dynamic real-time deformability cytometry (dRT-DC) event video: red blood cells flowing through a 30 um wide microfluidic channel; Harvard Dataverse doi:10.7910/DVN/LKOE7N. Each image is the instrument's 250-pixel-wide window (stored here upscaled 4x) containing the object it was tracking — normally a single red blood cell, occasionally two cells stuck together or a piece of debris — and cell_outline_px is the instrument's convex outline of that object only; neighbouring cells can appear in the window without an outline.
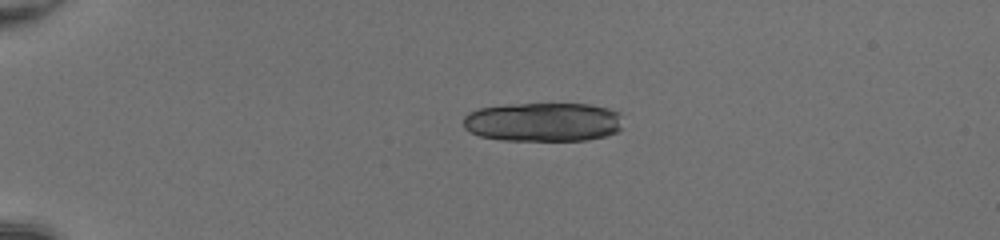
{"species": "common noctule bat (a hibernating species)", "species_latin": "Nyctalus noctula", "temperature_condition": "room temperature", "stored_images_in_passage": 13, "camera_frame_rate_fps": 3000, "um_per_image_px": 0.085, "animal": {"sex": "female", "body_mass_g": 20.0, "forearm_length_mm": 54.0}, "frame": {"image": 1, "passage_image": 4, "time_ms": 1.0, "image_size_px": [1000, 240], "cell_outline_px": [[620, 128], [616, 132], [604, 136], [588, 140], [504, 140], [480, 136], [464, 128], [464, 116], [468, 112], [476, 108], [508, 104], [588, 104], [608, 108], [620, 112]], "centroid_in_image_um": [46.14, 10.36], "position_along_channel_um": 38.9, "area_um2": 36.36}}